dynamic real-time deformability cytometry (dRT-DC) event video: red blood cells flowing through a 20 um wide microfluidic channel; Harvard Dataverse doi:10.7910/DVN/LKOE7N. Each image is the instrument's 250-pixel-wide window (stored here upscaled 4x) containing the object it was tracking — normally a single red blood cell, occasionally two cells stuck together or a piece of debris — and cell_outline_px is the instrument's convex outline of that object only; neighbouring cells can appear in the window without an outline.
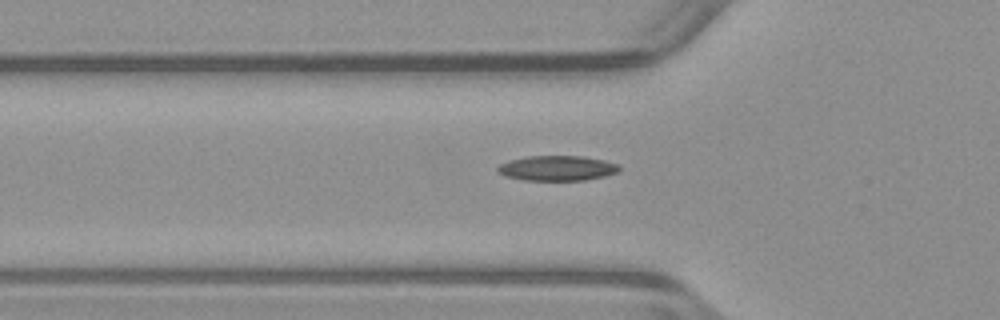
{"species": "common noctule bat (a hibernating species)", "species_latin": "Nyctalus noctula", "temperature_condition": "warm", "stored_images_in_passage": 32, "camera_frame_rate_fps": 3000, "um_per_image_px": 0.085, "animal": {"sex": "male", "body_mass_g": 23.1, "forearm_length_mm": 52.7}, "frame": {"image": 1, "passage_image": 3, "time_ms": 0.667, "image_size_px": [1000, 320], "cell_outline_px": [[620, 172], [604, 176], [584, 180], [524, 180], [504, 176], [496, 168], [500, 164], [508, 160], [528, 156], [584, 156], [604, 160], [620, 164]], "centroid_in_image_um": [47.39, 14.29], "position_along_channel_um": 78.4, "area_um2": 17.86}}
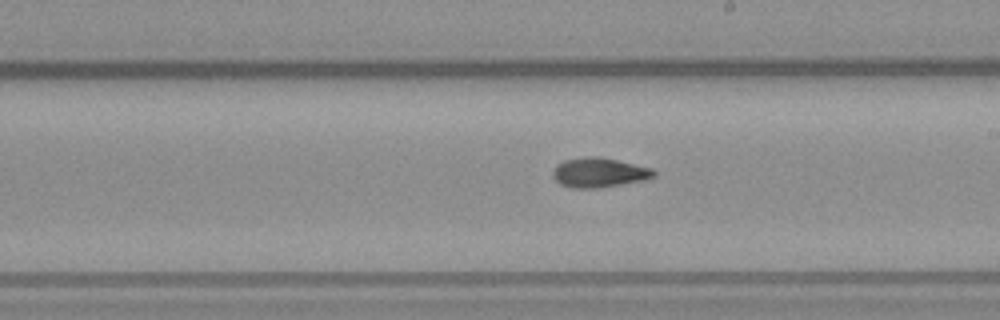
{"frame": {"image": 2, "passage_image": 15, "time_ms": 4.667, "image_size_px": [1000, 320], "cell_outline_px": [[656, 176], [644, 180], [600, 188], [572, 188], [560, 184], [552, 176], [552, 172], [556, 164], [564, 160], [584, 156], [600, 156], [652, 168], [656, 172]], "centroid_in_image_um": [50.91, 14.66], "position_along_channel_um": 238.1, "area_um2": 17.63}}
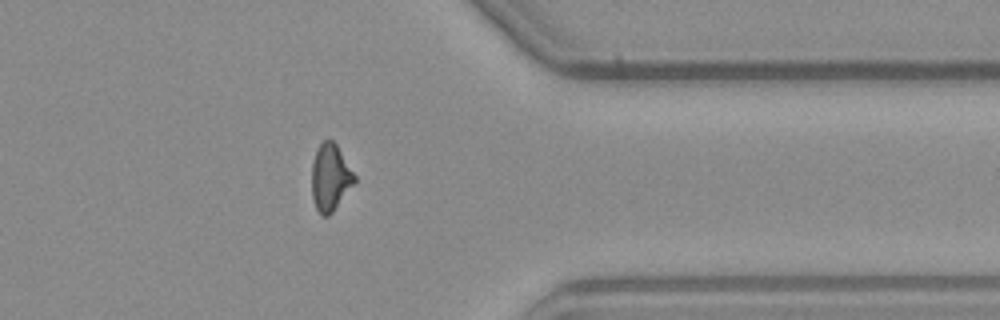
{"frame": {"image": 3, "passage_image": 27, "time_ms": 8.667, "image_size_px": [1000, 320], "cell_outline_px": [[356, 180], [332, 212], [328, 216], [320, 216], [316, 208], [312, 196], [312, 164], [316, 148], [324, 140], [332, 140], [336, 144], [356, 176]], "centroid_in_image_um": [28.05, 15.08], "position_along_channel_um": 383.3, "area_um2": 16.47}}